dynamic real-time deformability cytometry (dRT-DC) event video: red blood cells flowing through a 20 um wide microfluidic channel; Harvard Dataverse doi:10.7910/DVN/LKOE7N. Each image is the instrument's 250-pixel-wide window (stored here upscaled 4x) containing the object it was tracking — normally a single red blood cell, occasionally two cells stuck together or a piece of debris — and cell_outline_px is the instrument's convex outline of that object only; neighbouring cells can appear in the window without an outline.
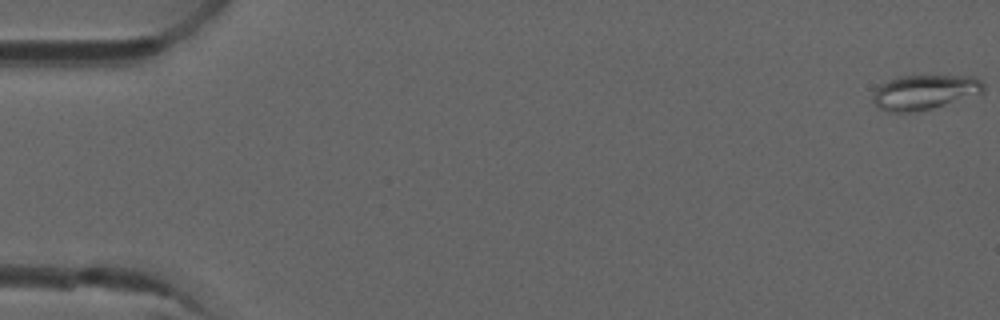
{"species": "common noctule bat (a hibernating species)", "species_latin": "Nyctalus noctula", "temperature_condition": "room temperature", "stored_images_in_passage": 6, "camera_frame_rate_fps": 3000, "um_per_image_px": 0.085, "animal": {"sex": "male", "forearm_length_mm": 52.5}, "frame": {"image": 1, "passage_image": 1, "time_ms": 0.0, "image_size_px": [1000, 320], "cell_outline_px": [[984, 92], [932, 108], [912, 112], [888, 112], [880, 108], [872, 100], [872, 92], [880, 84], [896, 76], [976, 76], [984, 84]], "centroid_in_image_um": [78.55, 7.82], "position_along_channel_um": 6.5, "area_um2": 22.37}}